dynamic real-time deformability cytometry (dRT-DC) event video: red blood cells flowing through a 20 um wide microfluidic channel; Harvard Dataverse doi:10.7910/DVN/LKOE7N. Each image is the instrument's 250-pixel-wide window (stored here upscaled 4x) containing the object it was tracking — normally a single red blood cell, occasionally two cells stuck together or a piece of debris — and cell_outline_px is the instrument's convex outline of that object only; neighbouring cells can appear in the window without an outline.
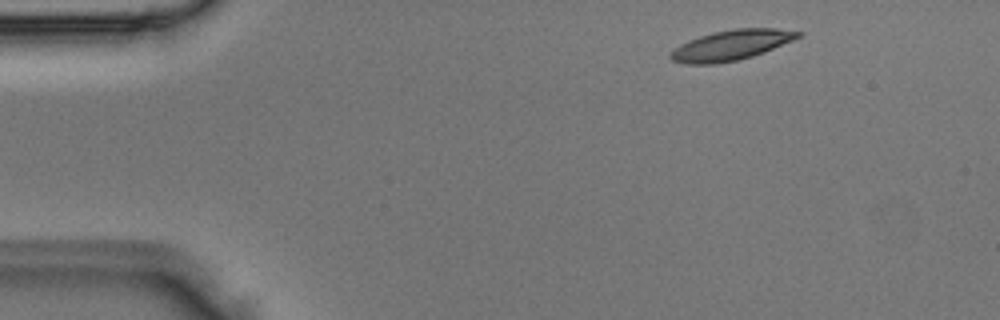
{"species": "Egyptian fruit bat (a non-hibernating species)", "species_latin": "Rousettus aegyptiacus", "temperature_condition": "room temperature", "stored_images_in_passage": 3, "camera_frame_rate_fps": 3000, "um_per_image_px": 0.085, "animal": {"sex": "male"}, "frame": {"image": 1, "passage_image": 1, "time_ms": 0.0, "image_size_px": [1000, 320], "cell_outline_px": [[804, 36], [764, 52], [752, 56], [736, 60], [716, 64], [688, 64], [672, 60], [668, 56], [680, 44], [700, 36], [712, 32], [732, 28], [776, 28], [804, 32]], "centroid_in_image_um": [62.21, 3.82], "position_along_channel_um": 22.8, "area_um2": 22.48}}